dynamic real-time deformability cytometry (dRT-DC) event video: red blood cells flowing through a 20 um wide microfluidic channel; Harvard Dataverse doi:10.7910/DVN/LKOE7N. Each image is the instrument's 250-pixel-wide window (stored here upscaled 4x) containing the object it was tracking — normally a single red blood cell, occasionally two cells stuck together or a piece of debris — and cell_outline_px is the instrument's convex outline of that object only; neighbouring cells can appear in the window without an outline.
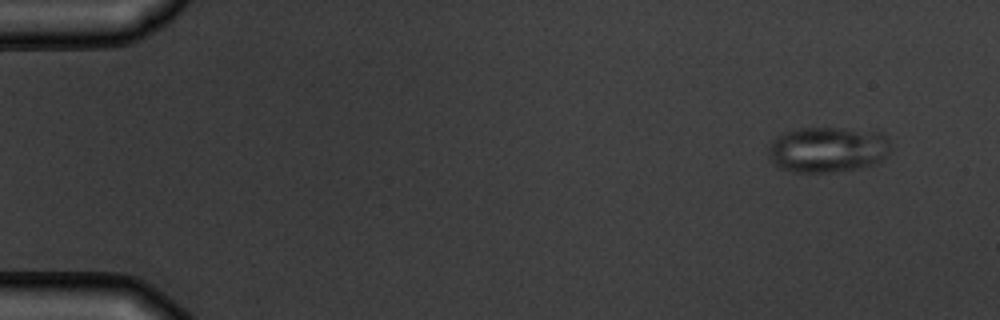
{"species": "common noctule bat (a hibernating species)", "species_latin": "Nyctalus noctula", "temperature_condition": "warm", "stored_images_in_passage": 5, "camera_frame_rate_fps": 3000, "um_per_image_px": 0.085, "animal": {"sex": "male", "body_mass_g": 19.5, "forearm_length_mm": 54.6}, "frame": {"image": 1, "passage_image": 5, "time_ms": 5.667, "image_size_px": [1000, 320], "cell_outline_px": [[892, 148], [888, 156], [876, 164], [864, 168], [832, 172], [792, 172], [780, 168], [772, 164], [768, 152], [768, 148], [776, 136], [784, 132], [800, 128], [840, 128], [880, 132], [888, 140]], "centroid_in_image_um": [70.37, 12.73], "position_along_channel_um": 14.6, "area_um2": 33.0}}